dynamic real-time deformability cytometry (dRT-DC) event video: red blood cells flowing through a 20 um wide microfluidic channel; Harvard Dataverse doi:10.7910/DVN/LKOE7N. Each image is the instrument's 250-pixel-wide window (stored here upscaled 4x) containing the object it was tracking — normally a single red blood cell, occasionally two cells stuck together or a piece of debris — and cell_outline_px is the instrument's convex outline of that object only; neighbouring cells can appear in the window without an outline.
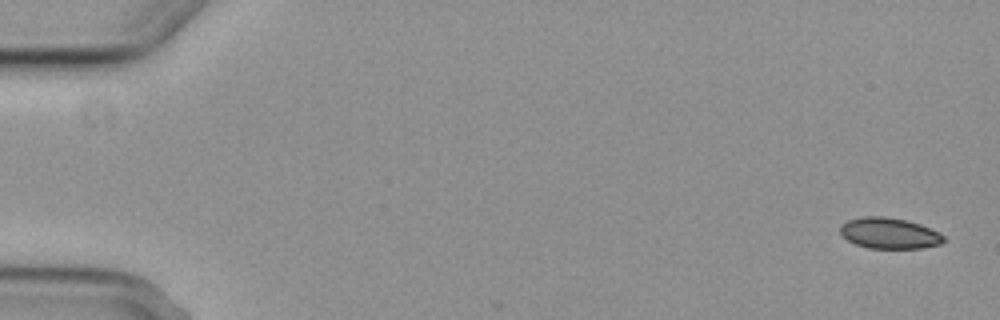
{"species": "common noctule bat (a hibernating species)", "species_latin": "Nyctalus noctula", "temperature_condition": "cold", "stored_images_in_passage": 4, "camera_frame_rate_fps": 3000, "um_per_image_px": 0.085, "animal": {"sex": "female", "body_mass_g": 29.2, "forearm_length_mm": 56.3}, "frame": {"image": 1, "passage_image": 1, "time_ms": 0.0, "image_size_px": [1000, 320], "cell_outline_px": [[944, 240], [940, 244], [920, 248], [868, 248], [856, 244], [840, 236], [840, 224], [848, 220], [864, 216], [884, 216], [904, 220], [920, 224], [944, 236]], "centroid_in_image_um": [75.52, 19.82], "position_along_channel_um": 9.5, "area_um2": 18.5}}